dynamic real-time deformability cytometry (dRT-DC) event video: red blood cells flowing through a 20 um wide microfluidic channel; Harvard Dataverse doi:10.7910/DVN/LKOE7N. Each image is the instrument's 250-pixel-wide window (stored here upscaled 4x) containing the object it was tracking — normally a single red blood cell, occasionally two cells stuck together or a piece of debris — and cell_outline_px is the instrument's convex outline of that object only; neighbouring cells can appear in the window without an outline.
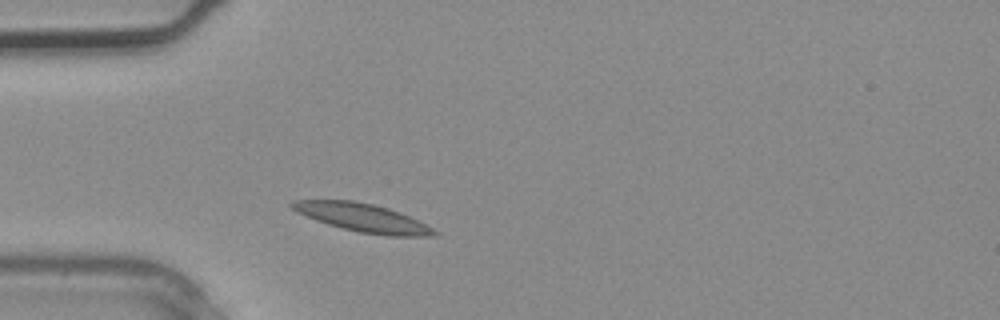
{"species": "common noctule bat (a hibernating species)", "species_latin": "Nyctalus noctula", "temperature_condition": "warm", "stored_images_in_passage": 2, "camera_frame_rate_fps": 3000, "um_per_image_px": 0.085, "animal": {"sex": "male", "body_mass_g": 20.4}, "frame": {"image": 1, "passage_image": 2, "time_ms": 0.333, "image_size_px": [1000, 320], "cell_outline_px": [[440, 232], [436, 236], [388, 236], [360, 232], [328, 224], [316, 220], [296, 212], [288, 204], [292, 200], [352, 200], [372, 204], [388, 208], [400, 212]], "centroid_in_image_um": [30.81, 18.5], "position_along_channel_um": 54.2, "area_um2": 23.24}}